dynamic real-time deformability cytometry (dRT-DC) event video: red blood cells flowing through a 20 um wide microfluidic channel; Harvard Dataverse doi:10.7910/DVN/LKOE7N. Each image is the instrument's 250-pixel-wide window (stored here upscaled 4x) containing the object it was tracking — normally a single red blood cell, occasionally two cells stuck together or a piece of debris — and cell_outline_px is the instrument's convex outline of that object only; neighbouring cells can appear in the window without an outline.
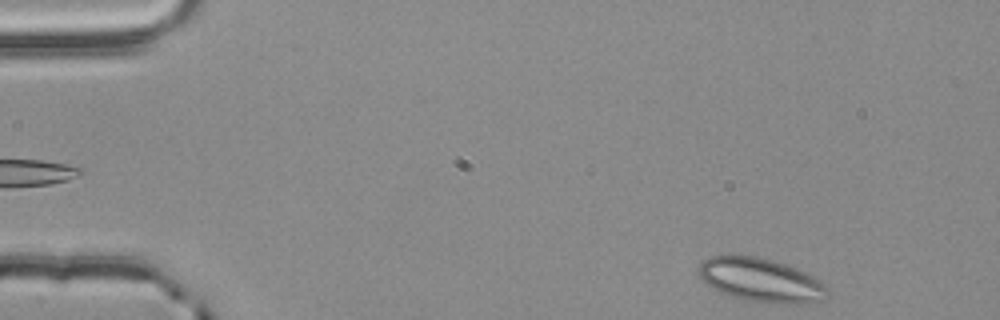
{"species": "common noctule bat (a hibernating species)", "species_latin": "Nyctalus noctula", "temperature_condition": "room temperature", "stored_images_in_passage": 50, "camera_frame_rate_fps": 3000, "um_per_image_px": 0.085, "animal": {"sex": "male", "body_mass_g": 20.4}, "frame": {"image": 1, "passage_image": 1, "time_ms": 0.0, "image_size_px": [1000, 320], "cell_outline_px": [[832, 292], [824, 300], [808, 304], [764, 304], [744, 300], [720, 292], [712, 288], [700, 276], [700, 264], [704, 260], [712, 256], [756, 256], [772, 260], [796, 268], [820, 280]], "centroid_in_image_um": [64.77, 23.85], "position_along_channel_um": 20.2, "area_um2": 33.06}}
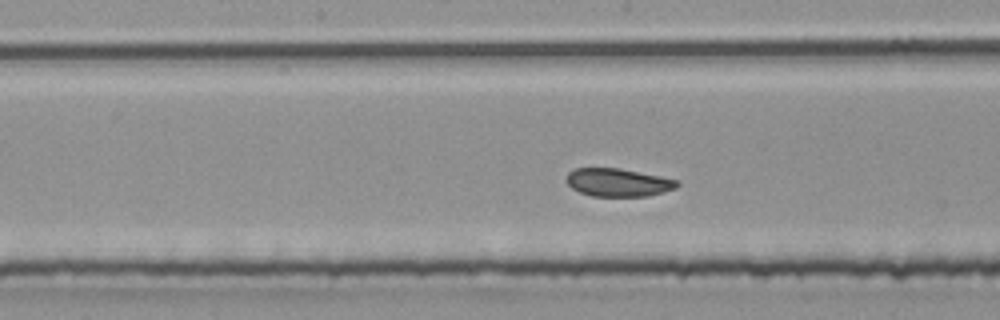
{"frame": {"image": 2, "passage_image": 23, "time_ms": 7.333, "image_size_px": [1000, 320], "cell_outline_px": [[680, 184], [676, 188], [664, 192], [648, 196], [592, 196], [580, 192], [572, 188], [564, 180], [568, 172], [576, 168], [620, 168], [680, 180]], "centroid_in_image_um": [52.55, 15.5], "position_along_channel_um": 195.7, "area_um2": 18.26}}
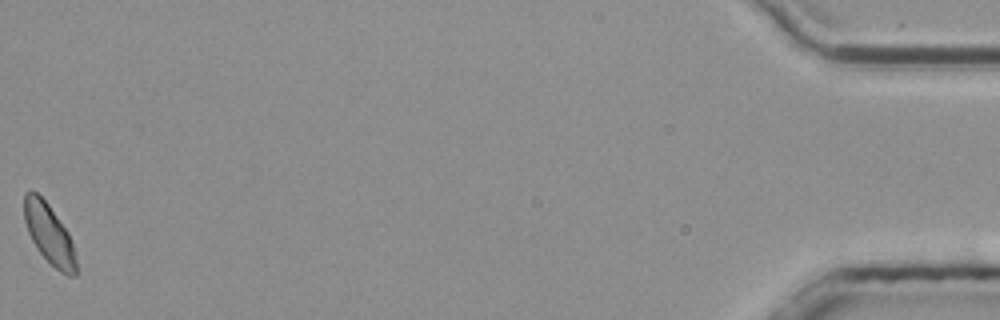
{"frame": {"image": 3, "passage_image": 50, "time_ms": 16.333, "image_size_px": [1000, 320], "cell_outline_px": [[76, 276], [68, 276], [60, 272], [36, 248], [28, 232], [24, 220], [24, 192], [32, 188], [48, 204], [68, 232], [72, 244], [76, 260]], "centroid_in_image_um": [4.15, 19.86], "position_along_channel_um": 431.0, "area_um2": 17.98}, "authors_computed_cell_mechanics": {"area_um2": 18.9584, "velocity_mm_per_s": 3.7736, "shape_relaxation_time_tau1_ms": 6.1311, "shape_relaxation_time_tau2_ms": null, "deformation_change_tau1": 0.0682, "deformation_change_tau2": null}}